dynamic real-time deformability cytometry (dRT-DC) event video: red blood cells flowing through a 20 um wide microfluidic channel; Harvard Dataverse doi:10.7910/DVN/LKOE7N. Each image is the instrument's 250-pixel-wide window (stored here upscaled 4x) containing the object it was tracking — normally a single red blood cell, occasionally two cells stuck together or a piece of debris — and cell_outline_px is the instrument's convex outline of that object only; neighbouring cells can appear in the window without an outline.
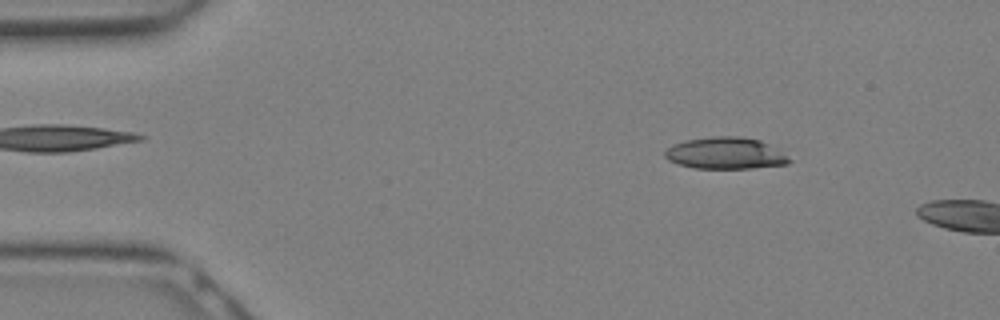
{"species": "Egyptian fruit bat (a non-hibernating species)", "species_latin": "Rousettus aegyptiacus", "temperature_condition": "warm", "stored_images_in_passage": 5, "camera_frame_rate_fps": 3000, "um_per_image_px": 0.085, "animal": {"sex": "female"}, "frame": {"image": 1, "passage_image": 3, "time_ms": 0.667, "image_size_px": [1000, 320], "cell_outline_px": [[792, 160], [788, 164], [752, 168], [692, 168], [668, 160], [664, 156], [664, 152], [672, 144], [688, 140], [716, 136], [740, 136], [760, 140], [776, 148]], "centroid_in_image_um": [61.67, 13.03], "position_along_channel_um": 23.3, "area_um2": 22.83}}